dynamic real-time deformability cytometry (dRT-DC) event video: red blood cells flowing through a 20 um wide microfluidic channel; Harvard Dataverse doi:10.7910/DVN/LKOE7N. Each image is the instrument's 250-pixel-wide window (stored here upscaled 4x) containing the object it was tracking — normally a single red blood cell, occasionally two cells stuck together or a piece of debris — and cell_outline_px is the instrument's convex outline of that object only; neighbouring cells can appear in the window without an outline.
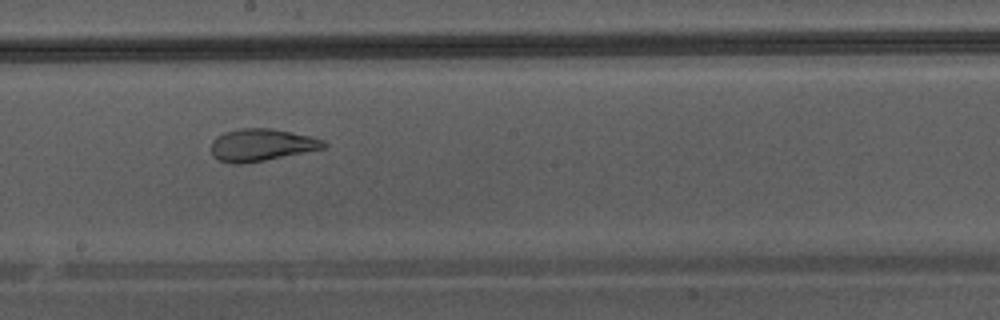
{"species": "Egyptian fruit bat (a non-hibernating species)", "species_latin": "Rousettus aegyptiacus", "temperature_condition": "warm", "stored_images_in_passage": 48, "camera_frame_rate_fps": 3000, "um_per_image_px": 0.085, "animal": {"sex": "male"}, "frame": {"image": 1, "passage_image": 28, "time_ms": 9.0, "image_size_px": [1000, 320], "cell_outline_px": [[328, 148], [264, 160], [240, 164], [232, 164], [220, 160], [212, 156], [212, 140], [216, 136], [224, 132], [240, 128], [272, 128], [312, 136], [324, 140], [328, 144]], "centroid_in_image_um": [22.26, 12.31], "position_along_channel_um": 225.9, "area_um2": 21.39}}